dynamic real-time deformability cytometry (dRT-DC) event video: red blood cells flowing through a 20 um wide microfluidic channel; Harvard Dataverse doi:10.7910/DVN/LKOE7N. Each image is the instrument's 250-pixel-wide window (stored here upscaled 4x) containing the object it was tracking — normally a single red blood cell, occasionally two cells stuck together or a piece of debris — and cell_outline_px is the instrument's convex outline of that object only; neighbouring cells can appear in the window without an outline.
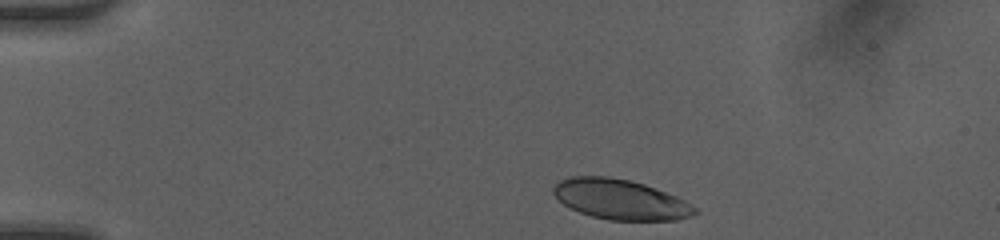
{"species": "human", "species_latin": "Homo sapiens", "temperature_condition": "room temperature", "stored_images_in_passage": 32, "camera_frame_rate_fps": 3000, "um_per_image_px": 0.085, "donor": {"sex": "female"}, "frame": {"image": 1, "passage_image": 1, "time_ms": 0.0, "image_size_px": [1000, 240], "cell_outline_px": [[700, 212], [692, 216], [676, 220], [608, 220], [592, 216], [568, 208], [552, 192], [552, 188], [560, 180], [572, 176], [608, 176], [628, 180], [644, 184], [656, 188], [676, 196], [684, 200], [696, 208]], "centroid_in_image_um": [52.74, 16.95], "position_along_channel_um": 32.3, "area_um2": 33.06}}
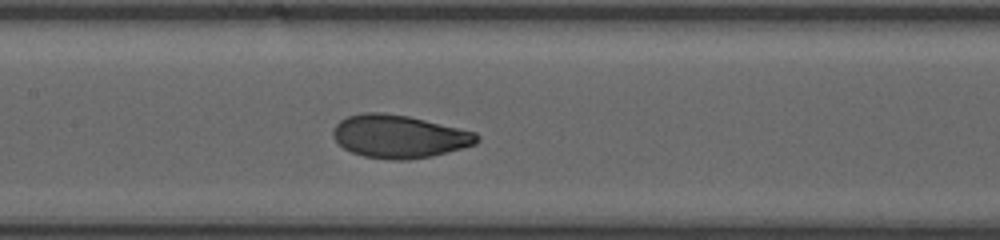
{"frame": {"image": 2, "passage_image": 13, "time_ms": 4.0, "image_size_px": [1000, 240], "cell_outline_px": [[480, 140], [476, 144], [432, 156], [408, 160], [392, 160], [364, 156], [352, 152], [344, 148], [336, 140], [332, 132], [336, 124], [340, 120], [348, 116], [364, 112], [380, 112], [408, 116], [476, 132], [480, 136]], "centroid_in_image_um": [33.94, 11.6], "position_along_channel_um": 173.5, "area_um2": 35.89}}
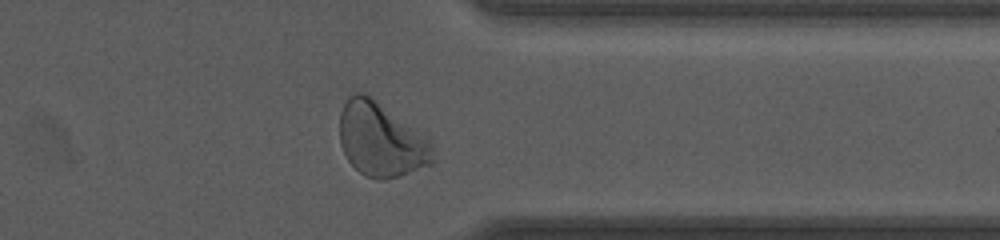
{"frame": {"image": 3, "passage_image": 28, "time_ms": 9.0, "image_size_px": [1000, 240], "cell_outline_px": [[436, 160], [432, 164], [400, 176], [384, 180], [376, 180], [360, 172], [348, 160], [340, 144], [340, 112], [348, 96], [356, 92], [364, 92], [416, 128], [432, 140]], "centroid_in_image_um": [32.43, 11.88], "position_along_channel_um": 379.0, "area_um2": 40.58}, "authors_computed_cell_mechanics": {"area_um2": 35.836, "velocity_mm_per_s": 4.177, "shape_relaxation_time_tau1_ms": 1.9048, "shape_relaxation_time_tau2_ms": null, "deformation_change_tau1": 0.1438, "deformation_change_tau2": null}}